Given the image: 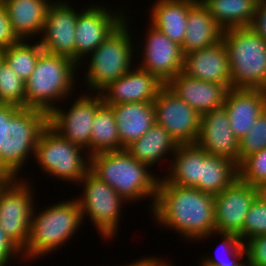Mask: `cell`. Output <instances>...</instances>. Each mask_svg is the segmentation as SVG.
Here are the masks:
<instances>
[{
	"label": "cell",
	"mask_w": 266,
	"mask_h": 266,
	"mask_svg": "<svg viewBox=\"0 0 266 266\" xmlns=\"http://www.w3.org/2000/svg\"><path fill=\"white\" fill-rule=\"evenodd\" d=\"M90 156L100 152L120 150V138L110 105L103 103L91 124Z\"/></svg>",
	"instance_id": "f546056e"
},
{
	"label": "cell",
	"mask_w": 266,
	"mask_h": 266,
	"mask_svg": "<svg viewBox=\"0 0 266 266\" xmlns=\"http://www.w3.org/2000/svg\"><path fill=\"white\" fill-rule=\"evenodd\" d=\"M244 246L251 266H266V234L246 240Z\"/></svg>",
	"instance_id": "8d00e7d4"
},
{
	"label": "cell",
	"mask_w": 266,
	"mask_h": 266,
	"mask_svg": "<svg viewBox=\"0 0 266 266\" xmlns=\"http://www.w3.org/2000/svg\"><path fill=\"white\" fill-rule=\"evenodd\" d=\"M144 42L140 41L142 51L138 67L155 75L163 84L183 71L184 54L181 46L156 29L152 24L147 26ZM140 46H142L140 48ZM142 49V50H140Z\"/></svg>",
	"instance_id": "5bb4252c"
},
{
	"label": "cell",
	"mask_w": 266,
	"mask_h": 266,
	"mask_svg": "<svg viewBox=\"0 0 266 266\" xmlns=\"http://www.w3.org/2000/svg\"><path fill=\"white\" fill-rule=\"evenodd\" d=\"M164 85L155 75L135 65L125 75L105 87L100 95L107 105L152 103Z\"/></svg>",
	"instance_id": "ac0fdd59"
},
{
	"label": "cell",
	"mask_w": 266,
	"mask_h": 266,
	"mask_svg": "<svg viewBox=\"0 0 266 266\" xmlns=\"http://www.w3.org/2000/svg\"><path fill=\"white\" fill-rule=\"evenodd\" d=\"M238 170L239 178L253 186L266 181V148L246 157Z\"/></svg>",
	"instance_id": "e575fe53"
},
{
	"label": "cell",
	"mask_w": 266,
	"mask_h": 266,
	"mask_svg": "<svg viewBox=\"0 0 266 266\" xmlns=\"http://www.w3.org/2000/svg\"><path fill=\"white\" fill-rule=\"evenodd\" d=\"M78 68L81 67L70 58L43 51L25 82V108L43 110L49 115L56 104L72 95Z\"/></svg>",
	"instance_id": "277c9868"
},
{
	"label": "cell",
	"mask_w": 266,
	"mask_h": 266,
	"mask_svg": "<svg viewBox=\"0 0 266 266\" xmlns=\"http://www.w3.org/2000/svg\"><path fill=\"white\" fill-rule=\"evenodd\" d=\"M79 96L67 109L68 112L57 105L48 115V124L63 138L84 148L90 156L91 124L104 102L100 93L83 92Z\"/></svg>",
	"instance_id": "8fae6325"
},
{
	"label": "cell",
	"mask_w": 266,
	"mask_h": 266,
	"mask_svg": "<svg viewBox=\"0 0 266 266\" xmlns=\"http://www.w3.org/2000/svg\"><path fill=\"white\" fill-rule=\"evenodd\" d=\"M232 132L241 140L252 123L266 110V90L228 89L224 99Z\"/></svg>",
	"instance_id": "ffe728a7"
},
{
	"label": "cell",
	"mask_w": 266,
	"mask_h": 266,
	"mask_svg": "<svg viewBox=\"0 0 266 266\" xmlns=\"http://www.w3.org/2000/svg\"><path fill=\"white\" fill-rule=\"evenodd\" d=\"M154 256H151V257H146L145 256L141 259H138V260H134L135 262H130L131 264H126V265H123V266H145Z\"/></svg>",
	"instance_id": "ee69618b"
},
{
	"label": "cell",
	"mask_w": 266,
	"mask_h": 266,
	"mask_svg": "<svg viewBox=\"0 0 266 266\" xmlns=\"http://www.w3.org/2000/svg\"><path fill=\"white\" fill-rule=\"evenodd\" d=\"M129 18L114 29L106 40L89 55L84 75L87 92L100 93L111 82L125 75L133 64L134 54L138 50L128 25ZM134 48V49H133ZM136 49V50H135ZM95 91V92H94Z\"/></svg>",
	"instance_id": "52a82bcc"
},
{
	"label": "cell",
	"mask_w": 266,
	"mask_h": 266,
	"mask_svg": "<svg viewBox=\"0 0 266 266\" xmlns=\"http://www.w3.org/2000/svg\"><path fill=\"white\" fill-rule=\"evenodd\" d=\"M110 10L106 4L95 3L84 7L77 16L75 29L76 63L100 46L124 20V10ZM81 62V63H80Z\"/></svg>",
	"instance_id": "4fadbf2b"
},
{
	"label": "cell",
	"mask_w": 266,
	"mask_h": 266,
	"mask_svg": "<svg viewBox=\"0 0 266 266\" xmlns=\"http://www.w3.org/2000/svg\"><path fill=\"white\" fill-rule=\"evenodd\" d=\"M208 154L231 160L239 166V140L231 130L224 106L201 115V127L196 142Z\"/></svg>",
	"instance_id": "e0dca14e"
},
{
	"label": "cell",
	"mask_w": 266,
	"mask_h": 266,
	"mask_svg": "<svg viewBox=\"0 0 266 266\" xmlns=\"http://www.w3.org/2000/svg\"><path fill=\"white\" fill-rule=\"evenodd\" d=\"M183 72L201 81L224 84L231 89L228 50L223 41L184 55Z\"/></svg>",
	"instance_id": "d6986e66"
},
{
	"label": "cell",
	"mask_w": 266,
	"mask_h": 266,
	"mask_svg": "<svg viewBox=\"0 0 266 266\" xmlns=\"http://www.w3.org/2000/svg\"><path fill=\"white\" fill-rule=\"evenodd\" d=\"M257 187L258 197L266 203V181L260 183Z\"/></svg>",
	"instance_id": "7bdbcfd3"
},
{
	"label": "cell",
	"mask_w": 266,
	"mask_h": 266,
	"mask_svg": "<svg viewBox=\"0 0 266 266\" xmlns=\"http://www.w3.org/2000/svg\"><path fill=\"white\" fill-rule=\"evenodd\" d=\"M34 206L29 239L23 258L36 260L64 246L84 223L76 199L60 201L36 213Z\"/></svg>",
	"instance_id": "5b68a950"
},
{
	"label": "cell",
	"mask_w": 266,
	"mask_h": 266,
	"mask_svg": "<svg viewBox=\"0 0 266 266\" xmlns=\"http://www.w3.org/2000/svg\"><path fill=\"white\" fill-rule=\"evenodd\" d=\"M23 259L22 251L11 241L0 226V266H8L12 258Z\"/></svg>",
	"instance_id": "f35d334b"
},
{
	"label": "cell",
	"mask_w": 266,
	"mask_h": 266,
	"mask_svg": "<svg viewBox=\"0 0 266 266\" xmlns=\"http://www.w3.org/2000/svg\"><path fill=\"white\" fill-rule=\"evenodd\" d=\"M4 61V53H3V49H0V66Z\"/></svg>",
	"instance_id": "7dc6e473"
},
{
	"label": "cell",
	"mask_w": 266,
	"mask_h": 266,
	"mask_svg": "<svg viewBox=\"0 0 266 266\" xmlns=\"http://www.w3.org/2000/svg\"><path fill=\"white\" fill-rule=\"evenodd\" d=\"M166 86L200 115L224 105L228 88L190 77L183 71L172 78Z\"/></svg>",
	"instance_id": "44dd1931"
},
{
	"label": "cell",
	"mask_w": 266,
	"mask_h": 266,
	"mask_svg": "<svg viewBox=\"0 0 266 266\" xmlns=\"http://www.w3.org/2000/svg\"><path fill=\"white\" fill-rule=\"evenodd\" d=\"M228 50L231 89L266 90V41L250 26L223 31Z\"/></svg>",
	"instance_id": "8992f818"
},
{
	"label": "cell",
	"mask_w": 266,
	"mask_h": 266,
	"mask_svg": "<svg viewBox=\"0 0 266 266\" xmlns=\"http://www.w3.org/2000/svg\"><path fill=\"white\" fill-rule=\"evenodd\" d=\"M156 124L165 128L178 144L196 143L201 115L164 85L154 100Z\"/></svg>",
	"instance_id": "7c38bea8"
},
{
	"label": "cell",
	"mask_w": 266,
	"mask_h": 266,
	"mask_svg": "<svg viewBox=\"0 0 266 266\" xmlns=\"http://www.w3.org/2000/svg\"><path fill=\"white\" fill-rule=\"evenodd\" d=\"M25 178H9L0 187V226L23 251L29 239L34 209L33 186ZM32 188V189H31Z\"/></svg>",
	"instance_id": "30bf717a"
},
{
	"label": "cell",
	"mask_w": 266,
	"mask_h": 266,
	"mask_svg": "<svg viewBox=\"0 0 266 266\" xmlns=\"http://www.w3.org/2000/svg\"><path fill=\"white\" fill-rule=\"evenodd\" d=\"M177 146L178 143L168 131L155 123L141 138L125 149L136 160L153 168L163 158L172 157Z\"/></svg>",
	"instance_id": "4316f807"
},
{
	"label": "cell",
	"mask_w": 266,
	"mask_h": 266,
	"mask_svg": "<svg viewBox=\"0 0 266 266\" xmlns=\"http://www.w3.org/2000/svg\"><path fill=\"white\" fill-rule=\"evenodd\" d=\"M0 103L25 108V82L5 61L0 66Z\"/></svg>",
	"instance_id": "d6a6232c"
},
{
	"label": "cell",
	"mask_w": 266,
	"mask_h": 266,
	"mask_svg": "<svg viewBox=\"0 0 266 266\" xmlns=\"http://www.w3.org/2000/svg\"><path fill=\"white\" fill-rule=\"evenodd\" d=\"M266 148V110L252 123L247 134L239 140V165L249 155Z\"/></svg>",
	"instance_id": "836d02e7"
},
{
	"label": "cell",
	"mask_w": 266,
	"mask_h": 266,
	"mask_svg": "<svg viewBox=\"0 0 266 266\" xmlns=\"http://www.w3.org/2000/svg\"><path fill=\"white\" fill-rule=\"evenodd\" d=\"M150 212L162 229H172L191 242L208 240L215 233L214 196L197 188L168 183L163 176L159 178Z\"/></svg>",
	"instance_id": "6da1fadb"
},
{
	"label": "cell",
	"mask_w": 266,
	"mask_h": 266,
	"mask_svg": "<svg viewBox=\"0 0 266 266\" xmlns=\"http://www.w3.org/2000/svg\"><path fill=\"white\" fill-rule=\"evenodd\" d=\"M257 197V187L239 177L221 193L214 195L215 232L236 234L243 241V224Z\"/></svg>",
	"instance_id": "9a60e30c"
},
{
	"label": "cell",
	"mask_w": 266,
	"mask_h": 266,
	"mask_svg": "<svg viewBox=\"0 0 266 266\" xmlns=\"http://www.w3.org/2000/svg\"><path fill=\"white\" fill-rule=\"evenodd\" d=\"M19 41L13 32L5 5L3 1H0V49L8 48Z\"/></svg>",
	"instance_id": "74e56055"
},
{
	"label": "cell",
	"mask_w": 266,
	"mask_h": 266,
	"mask_svg": "<svg viewBox=\"0 0 266 266\" xmlns=\"http://www.w3.org/2000/svg\"><path fill=\"white\" fill-rule=\"evenodd\" d=\"M250 27L266 41V0L258 1Z\"/></svg>",
	"instance_id": "ab89813d"
},
{
	"label": "cell",
	"mask_w": 266,
	"mask_h": 266,
	"mask_svg": "<svg viewBox=\"0 0 266 266\" xmlns=\"http://www.w3.org/2000/svg\"><path fill=\"white\" fill-rule=\"evenodd\" d=\"M43 51L39 41L29 43V40H20L17 44L3 49L4 61L20 79L26 82Z\"/></svg>",
	"instance_id": "4dcf8cb0"
},
{
	"label": "cell",
	"mask_w": 266,
	"mask_h": 266,
	"mask_svg": "<svg viewBox=\"0 0 266 266\" xmlns=\"http://www.w3.org/2000/svg\"><path fill=\"white\" fill-rule=\"evenodd\" d=\"M245 261V262H244ZM242 260L237 266H251L247 257H245V260Z\"/></svg>",
	"instance_id": "f6af8a7d"
},
{
	"label": "cell",
	"mask_w": 266,
	"mask_h": 266,
	"mask_svg": "<svg viewBox=\"0 0 266 266\" xmlns=\"http://www.w3.org/2000/svg\"><path fill=\"white\" fill-rule=\"evenodd\" d=\"M47 125L48 114L43 110L3 104L2 176L20 178L29 157L35 156L37 141Z\"/></svg>",
	"instance_id": "3957f363"
},
{
	"label": "cell",
	"mask_w": 266,
	"mask_h": 266,
	"mask_svg": "<svg viewBox=\"0 0 266 266\" xmlns=\"http://www.w3.org/2000/svg\"><path fill=\"white\" fill-rule=\"evenodd\" d=\"M77 185L83 187L82 194L75 198L81 209L83 221L88 217L87 220H90L101 238L111 240L117 231L119 232L121 209L126 201L91 171Z\"/></svg>",
	"instance_id": "9c48e42d"
},
{
	"label": "cell",
	"mask_w": 266,
	"mask_h": 266,
	"mask_svg": "<svg viewBox=\"0 0 266 266\" xmlns=\"http://www.w3.org/2000/svg\"><path fill=\"white\" fill-rule=\"evenodd\" d=\"M150 169L125 148L90 156V171L112 187L126 201L125 204L149 198L152 211L160 175H153Z\"/></svg>",
	"instance_id": "7a4b0ae2"
},
{
	"label": "cell",
	"mask_w": 266,
	"mask_h": 266,
	"mask_svg": "<svg viewBox=\"0 0 266 266\" xmlns=\"http://www.w3.org/2000/svg\"><path fill=\"white\" fill-rule=\"evenodd\" d=\"M82 10H75L64 0H53L49 5L45 25L39 38L43 50L76 62L75 29L77 16Z\"/></svg>",
	"instance_id": "2e32d148"
},
{
	"label": "cell",
	"mask_w": 266,
	"mask_h": 266,
	"mask_svg": "<svg viewBox=\"0 0 266 266\" xmlns=\"http://www.w3.org/2000/svg\"><path fill=\"white\" fill-rule=\"evenodd\" d=\"M145 266H172V264L168 261L163 260V258H159V257H153Z\"/></svg>",
	"instance_id": "60d3db41"
},
{
	"label": "cell",
	"mask_w": 266,
	"mask_h": 266,
	"mask_svg": "<svg viewBox=\"0 0 266 266\" xmlns=\"http://www.w3.org/2000/svg\"><path fill=\"white\" fill-rule=\"evenodd\" d=\"M9 178L6 176L0 175V187L8 180Z\"/></svg>",
	"instance_id": "bcb514c9"
},
{
	"label": "cell",
	"mask_w": 266,
	"mask_h": 266,
	"mask_svg": "<svg viewBox=\"0 0 266 266\" xmlns=\"http://www.w3.org/2000/svg\"><path fill=\"white\" fill-rule=\"evenodd\" d=\"M263 234H266V203L257 197L243 224V242Z\"/></svg>",
	"instance_id": "d590c367"
},
{
	"label": "cell",
	"mask_w": 266,
	"mask_h": 266,
	"mask_svg": "<svg viewBox=\"0 0 266 266\" xmlns=\"http://www.w3.org/2000/svg\"><path fill=\"white\" fill-rule=\"evenodd\" d=\"M53 0H4L14 34L29 40L42 34L49 5Z\"/></svg>",
	"instance_id": "603a6c76"
},
{
	"label": "cell",
	"mask_w": 266,
	"mask_h": 266,
	"mask_svg": "<svg viewBox=\"0 0 266 266\" xmlns=\"http://www.w3.org/2000/svg\"><path fill=\"white\" fill-rule=\"evenodd\" d=\"M224 30L251 26L259 0H200Z\"/></svg>",
	"instance_id": "83f0119b"
},
{
	"label": "cell",
	"mask_w": 266,
	"mask_h": 266,
	"mask_svg": "<svg viewBox=\"0 0 266 266\" xmlns=\"http://www.w3.org/2000/svg\"><path fill=\"white\" fill-rule=\"evenodd\" d=\"M2 135H3V103H0V175H1Z\"/></svg>",
	"instance_id": "b9f144b4"
},
{
	"label": "cell",
	"mask_w": 266,
	"mask_h": 266,
	"mask_svg": "<svg viewBox=\"0 0 266 266\" xmlns=\"http://www.w3.org/2000/svg\"><path fill=\"white\" fill-rule=\"evenodd\" d=\"M198 0H156L150 10V24L172 41L182 45L190 8Z\"/></svg>",
	"instance_id": "d4e9b609"
},
{
	"label": "cell",
	"mask_w": 266,
	"mask_h": 266,
	"mask_svg": "<svg viewBox=\"0 0 266 266\" xmlns=\"http://www.w3.org/2000/svg\"><path fill=\"white\" fill-rule=\"evenodd\" d=\"M110 106L116 120L120 150L141 138L156 123L154 102H130Z\"/></svg>",
	"instance_id": "7402d4cb"
},
{
	"label": "cell",
	"mask_w": 266,
	"mask_h": 266,
	"mask_svg": "<svg viewBox=\"0 0 266 266\" xmlns=\"http://www.w3.org/2000/svg\"><path fill=\"white\" fill-rule=\"evenodd\" d=\"M186 34L181 45L183 54L213 46L222 40L223 29L198 0L189 10Z\"/></svg>",
	"instance_id": "cb8c5ba5"
},
{
	"label": "cell",
	"mask_w": 266,
	"mask_h": 266,
	"mask_svg": "<svg viewBox=\"0 0 266 266\" xmlns=\"http://www.w3.org/2000/svg\"><path fill=\"white\" fill-rule=\"evenodd\" d=\"M214 234L220 235L221 241L223 240L222 242H220L221 243L220 246L222 248V251L224 249L225 252L224 251L223 252L227 253L228 256L224 257L223 255L222 257H220L221 256L220 255L219 258L218 257L219 254H217L216 251L215 252V254L217 255L216 257H212L211 255L205 256L201 264L199 263V266H237L242 261V259L243 260L245 259L246 249L244 246V242L241 240V238L238 235L227 234V233H216V232Z\"/></svg>",
	"instance_id": "1f68e13d"
},
{
	"label": "cell",
	"mask_w": 266,
	"mask_h": 266,
	"mask_svg": "<svg viewBox=\"0 0 266 266\" xmlns=\"http://www.w3.org/2000/svg\"><path fill=\"white\" fill-rule=\"evenodd\" d=\"M82 151L85 149L63 138L48 124L39 136L33 158L48 176L74 185L90 171V156Z\"/></svg>",
	"instance_id": "ba28073f"
},
{
	"label": "cell",
	"mask_w": 266,
	"mask_h": 266,
	"mask_svg": "<svg viewBox=\"0 0 266 266\" xmlns=\"http://www.w3.org/2000/svg\"><path fill=\"white\" fill-rule=\"evenodd\" d=\"M239 177L238 165L208 154L201 162L200 182L194 187L211 195L221 193Z\"/></svg>",
	"instance_id": "f1b7e54d"
},
{
	"label": "cell",
	"mask_w": 266,
	"mask_h": 266,
	"mask_svg": "<svg viewBox=\"0 0 266 266\" xmlns=\"http://www.w3.org/2000/svg\"><path fill=\"white\" fill-rule=\"evenodd\" d=\"M207 155L197 143L178 144L163 178L171 184L194 188L200 182L201 162Z\"/></svg>",
	"instance_id": "484cf974"
}]
</instances>
